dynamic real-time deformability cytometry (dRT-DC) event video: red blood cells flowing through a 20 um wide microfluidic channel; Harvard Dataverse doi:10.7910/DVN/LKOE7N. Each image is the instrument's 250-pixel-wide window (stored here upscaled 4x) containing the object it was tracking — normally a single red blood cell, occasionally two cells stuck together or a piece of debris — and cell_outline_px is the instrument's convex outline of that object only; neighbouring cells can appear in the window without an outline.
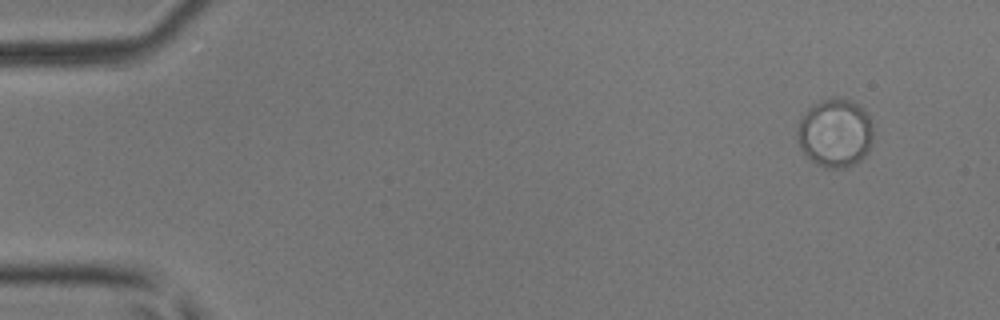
{"species": "common noctule bat (a hibernating species)", "species_latin": "Nyctalus noctula", "temperature_condition": "room temperature", "stored_images_in_passage": 5, "camera_frame_rate_fps": 3000, "um_per_image_px": 0.085, "animal": {"sex": "male", "body_mass_g": 17.9, "forearm_length_mm": 54.2}, "frame": {"image": 1, "passage_image": 2, "time_ms": 0.333, "image_size_px": [1000, 320], "cell_outline_px": [[872, 140], [868, 152], [860, 160], [844, 168], [824, 168], [812, 160], [800, 148], [796, 140], [796, 132], [800, 120], [804, 112], [808, 108], [820, 100], [848, 100], [856, 104], [868, 116], [872, 128]], "centroid_in_image_um": [70.95, 11.34], "position_along_channel_um": 14.1, "area_um2": 29.82}}
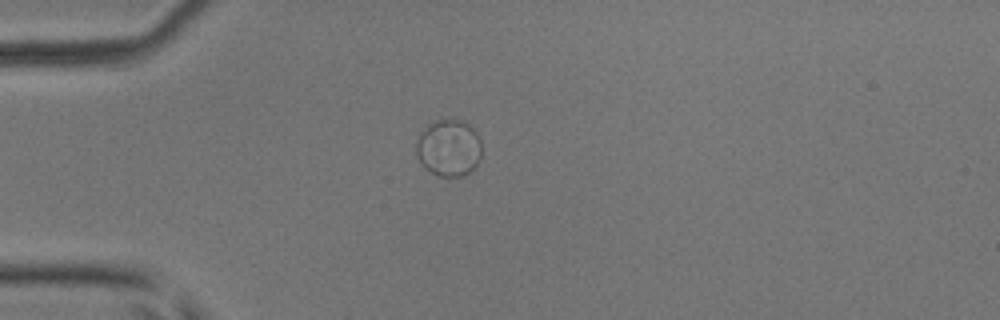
{"frame": {"image": 2, "passage_image": 4, "time_ms": 1.0, "image_size_px": [1000, 320], "cell_outline_px": [[480, 156], [476, 164], [468, 172], [460, 176], [440, 176], [432, 172], [420, 160], [416, 152], [416, 144], [420, 132], [428, 124], [436, 120], [460, 120], [468, 124], [476, 132], [480, 140]], "centroid_in_image_um": [38.13, 12.54], "position_along_channel_um": 46.9, "area_um2": 21.15}}